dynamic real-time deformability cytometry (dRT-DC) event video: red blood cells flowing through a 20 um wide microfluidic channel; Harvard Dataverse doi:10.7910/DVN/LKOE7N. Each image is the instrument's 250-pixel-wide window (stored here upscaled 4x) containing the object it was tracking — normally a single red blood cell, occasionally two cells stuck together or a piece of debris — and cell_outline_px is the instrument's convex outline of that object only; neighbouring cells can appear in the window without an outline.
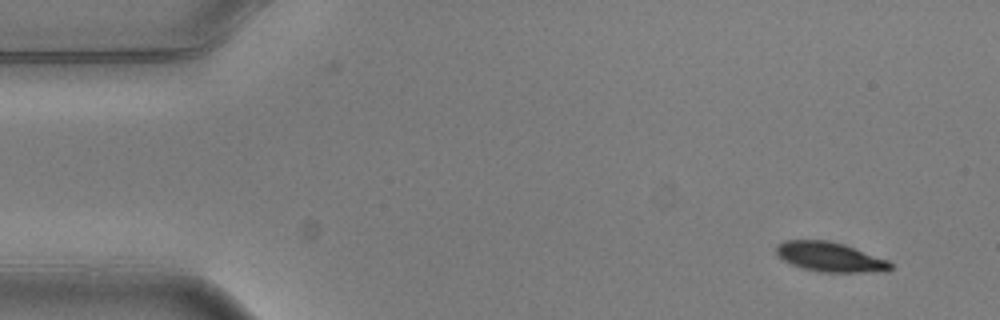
{"species": "common noctule bat (a hibernating species)", "species_latin": "Nyctalus noctula", "temperature_condition": "warm", "stored_images_in_passage": 4, "camera_frame_rate_fps": 3000, "um_per_image_px": 0.085, "animal": {"sex": "male", "body_mass_g": 20.5, "forearm_length_mm": 52.5}, "frame": {"image": 1, "passage_image": 1, "time_ms": 0.0, "image_size_px": [1000, 320], "cell_outline_px": [[892, 268], [888, 272], [820, 272], [800, 268], [784, 260], [776, 252], [776, 244], [784, 240], [828, 240], [844, 244], [888, 260], [892, 264]], "centroid_in_image_um": [70.56, 21.85], "position_along_channel_um": 14.4, "area_um2": 19.83}}
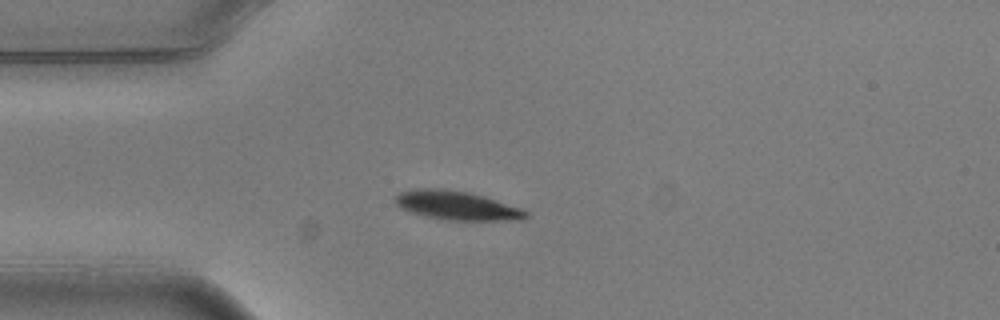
{"frame": {"image": 2, "passage_image": 4, "time_ms": 1.0, "image_size_px": [1000, 320], "cell_outline_px": [[528, 216], [524, 220], [444, 220], [424, 216], [408, 212], [400, 208], [392, 200], [400, 192], [416, 188], [444, 188], [468, 192], [484, 196], [520, 208], [528, 212]], "centroid_in_image_um": [38.77, 17.47], "position_along_channel_um": 46.2, "area_um2": 22.25}}